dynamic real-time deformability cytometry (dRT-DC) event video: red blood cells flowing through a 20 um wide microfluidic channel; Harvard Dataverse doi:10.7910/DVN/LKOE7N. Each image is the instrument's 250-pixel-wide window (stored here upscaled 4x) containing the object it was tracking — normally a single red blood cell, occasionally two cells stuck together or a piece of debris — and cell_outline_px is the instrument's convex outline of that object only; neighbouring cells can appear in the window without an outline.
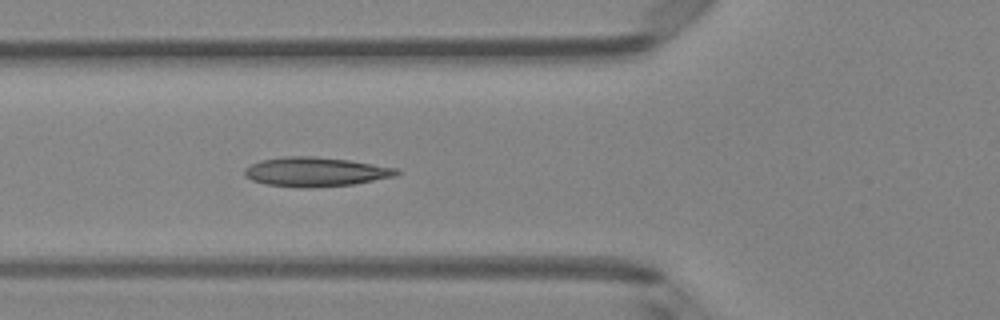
{"species": "Egyptian fruit bat (a non-hibernating species)", "species_latin": "Rousettus aegyptiacus", "temperature_condition": "room temperature", "stored_images_in_passage": 6, "camera_frame_rate_fps": 3000, "um_per_image_px": 0.085, "animal": {"sex": "female"}, "frame": {"image": 1, "passage_image": 6, "time_ms": 1.667, "image_size_px": [1000, 320], "cell_outline_px": [[400, 172], [396, 176], [352, 184], [304, 188], [264, 184], [252, 180], [244, 176], [244, 168], [260, 160], [284, 156], [312, 156], [348, 160], [400, 168]], "centroid_in_image_um": [26.81, 14.6], "position_along_channel_um": 99.0, "area_um2": 25.95}}